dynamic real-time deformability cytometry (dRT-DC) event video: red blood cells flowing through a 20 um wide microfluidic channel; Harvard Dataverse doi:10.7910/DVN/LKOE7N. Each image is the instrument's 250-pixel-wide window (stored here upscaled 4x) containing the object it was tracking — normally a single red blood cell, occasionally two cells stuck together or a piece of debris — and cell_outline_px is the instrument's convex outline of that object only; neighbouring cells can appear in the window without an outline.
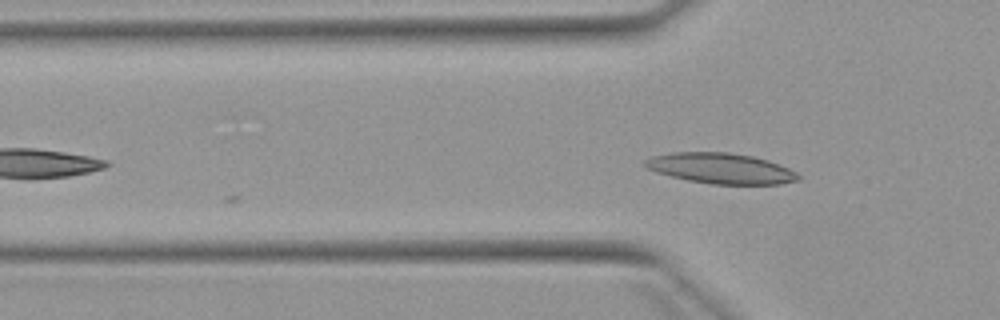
{"species": "Egyptian fruit bat (a non-hibernating species)", "species_latin": "Rousettus aegyptiacus", "temperature_condition": "warm", "stored_images_in_passage": 6, "camera_frame_rate_fps": 3000, "um_per_image_px": 0.085, "animal": {"sex": "female"}, "frame": {"image": 1, "passage_image": 3, "time_ms": 3.333, "image_size_px": [1000, 320], "cell_outline_px": [[800, 180], [780, 184], [712, 184], [688, 180], [656, 172], [648, 168], [644, 164], [644, 160], [652, 156], [672, 152], [728, 152], [752, 156], [768, 160], [788, 168], [796, 172], [800, 176]], "centroid_in_image_um": [61.28, 14.31], "position_along_channel_um": 64.5, "area_um2": 27.17}}
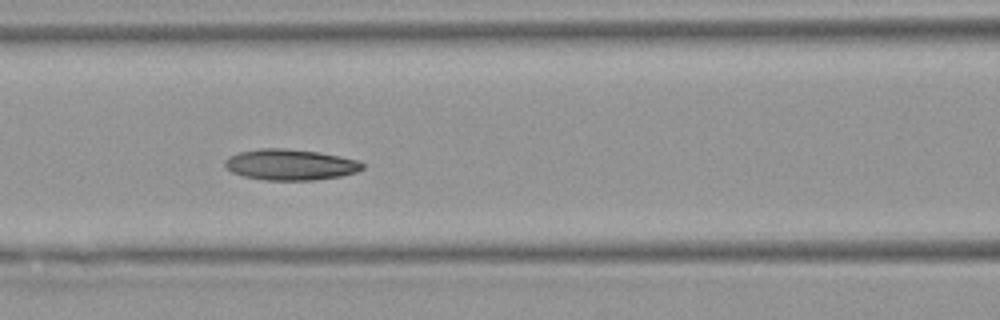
{"frame": {"image": 2, "passage_image": 5, "time_ms": 5.333, "image_size_px": [1000, 320], "cell_outline_px": [[364, 168], [356, 172], [340, 176], [316, 180], [264, 180], [244, 176], [232, 172], [224, 164], [224, 160], [228, 156], [240, 152], [260, 148], [288, 148], [320, 152], [340, 156], [356, 160], [364, 164]], "centroid_in_image_um": [24.67, 13.99], "position_along_channel_um": 141.9, "area_um2": 24.85}}
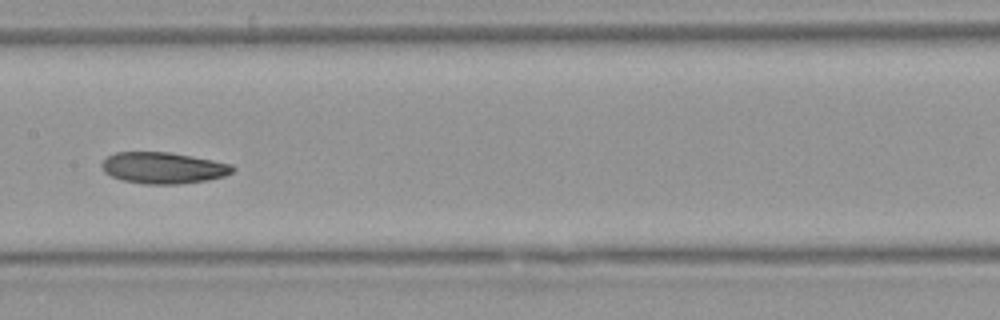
{"frame": {"image": 3, "passage_image": 6, "time_ms": 6.667, "image_size_px": [1000, 320], "cell_outline_px": [[236, 168], [232, 172], [224, 176], [204, 180], [180, 184], [144, 184], [124, 180], [112, 176], [104, 172], [100, 164], [108, 156], [116, 152], [168, 152], [192, 156], [232, 164]], "centroid_in_image_um": [13.87, 14.26], "position_along_channel_um": 193.5, "area_um2": 23.76}}